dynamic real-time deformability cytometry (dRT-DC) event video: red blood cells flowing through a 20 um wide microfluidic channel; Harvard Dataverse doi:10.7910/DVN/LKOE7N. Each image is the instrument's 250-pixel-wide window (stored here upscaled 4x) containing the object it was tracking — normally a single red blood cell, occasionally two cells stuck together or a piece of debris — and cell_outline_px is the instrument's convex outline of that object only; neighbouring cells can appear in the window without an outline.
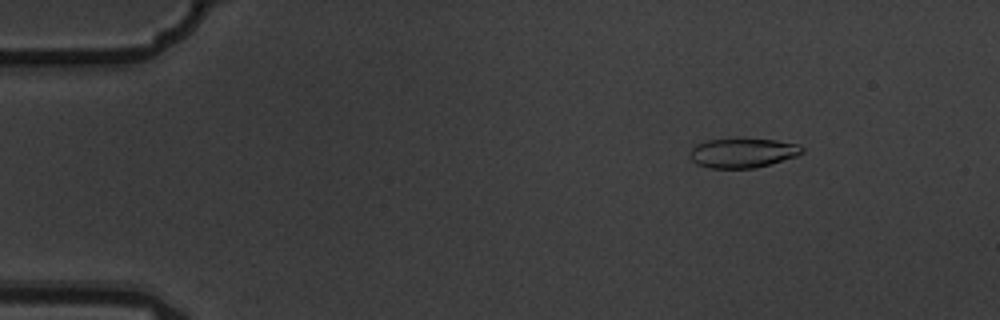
{"species": "common noctule bat (a hibernating species)", "species_latin": "Nyctalus noctula", "temperature_condition": "warm", "stored_images_in_passage": 5, "camera_frame_rate_fps": 3000, "um_per_image_px": 0.085, "animal": {"sex": "male", "body_mass_g": 19.5, "forearm_length_mm": 54.6}, "frame": {"image": 1, "passage_image": 2, "time_ms": 0.333, "image_size_px": [1000, 320], "cell_outline_px": [[804, 152], [796, 156], [768, 164], [752, 168], [708, 168], [696, 164], [692, 160], [688, 152], [696, 144], [708, 140], [776, 140], [800, 144], [804, 148]], "centroid_in_image_um": [63.12, 13.01], "position_along_channel_um": 21.9, "area_um2": 18.96}}